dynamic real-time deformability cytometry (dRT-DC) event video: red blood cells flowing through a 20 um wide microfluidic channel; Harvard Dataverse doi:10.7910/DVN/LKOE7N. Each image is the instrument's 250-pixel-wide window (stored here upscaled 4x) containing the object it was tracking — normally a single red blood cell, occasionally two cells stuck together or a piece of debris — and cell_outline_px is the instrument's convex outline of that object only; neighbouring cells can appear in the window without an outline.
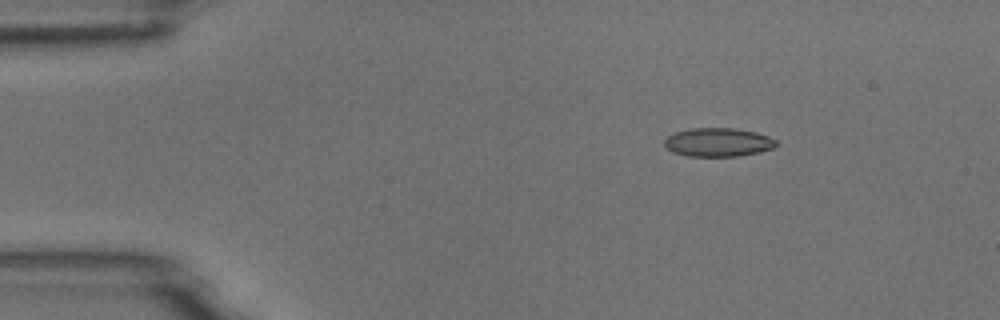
{"species": "common noctule bat (a hibernating species)", "species_latin": "Nyctalus noctula", "temperature_condition": "room temperature", "stored_images_in_passage": 40, "camera_frame_rate_fps": 3000, "um_per_image_px": 0.085, "animal": {"sex": "male", "body_mass_g": 18.8}, "frame": {"image": 1, "passage_image": 1, "time_ms": 0.0, "image_size_px": [1000, 320], "cell_outline_px": [[776, 144], [772, 148], [760, 152], [736, 156], [688, 156], [672, 152], [664, 144], [664, 140], [668, 136], [676, 132], [692, 128], [736, 128], [756, 132], [768, 136], [776, 140]], "centroid_in_image_um": [61.03, 12.09], "position_along_channel_um": 24.0, "area_um2": 18.55}}
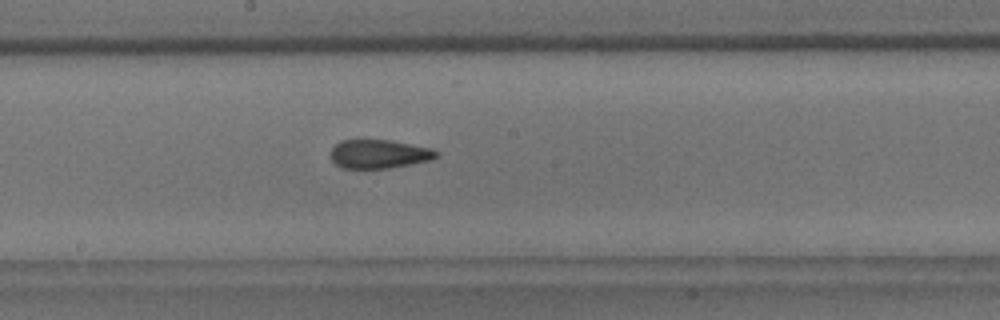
{"frame": {"image": 2, "passage_image": 22, "time_ms": 7.0, "image_size_px": [1000, 320], "cell_outline_px": [[440, 152], [432, 160], [412, 164], [388, 168], [340, 168], [332, 160], [332, 148], [340, 140], [388, 140], [432, 148]], "centroid_in_image_um": [32.24, 13.09], "position_along_channel_um": 216.0, "area_um2": 17.63}}
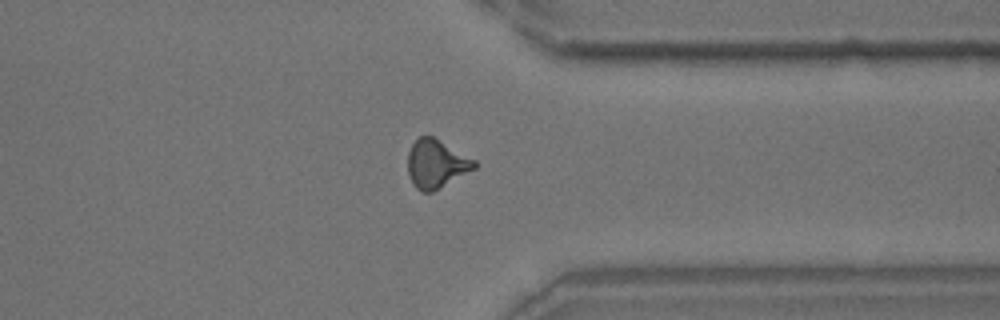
{"frame": {"image": 3, "passage_image": 35, "time_ms": 11.333, "image_size_px": [1000, 320], "cell_outline_px": [[480, 164], [476, 168], [432, 192], [420, 192], [412, 184], [408, 172], [408, 152], [412, 144], [420, 136], [432, 136], [476, 160]], "centroid_in_image_um": [37.09, 13.94], "position_along_channel_um": 374.3, "area_um2": 18.79}, "authors_computed_cell_mechanics": {"area_um2": 18.3515, "velocity_mm_per_s": 3.7379, "shape_relaxation_time_tau1_ms": 7.3434, "shape_relaxation_time_tau2_ms": 1.8863, "deformation_change_tau1": 0.1736, "deformation_change_tau2": 0.0907}}